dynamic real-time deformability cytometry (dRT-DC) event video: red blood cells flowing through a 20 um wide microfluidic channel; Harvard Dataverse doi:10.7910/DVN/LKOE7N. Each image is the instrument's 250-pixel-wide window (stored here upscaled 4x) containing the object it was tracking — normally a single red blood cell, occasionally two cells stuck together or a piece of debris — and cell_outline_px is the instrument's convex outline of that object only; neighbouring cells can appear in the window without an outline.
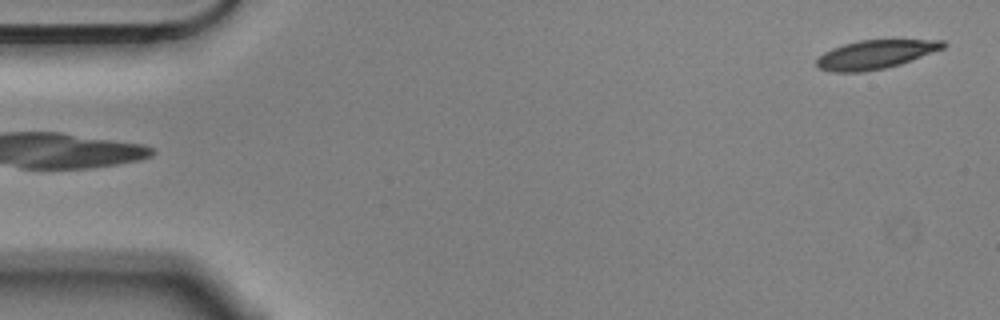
{"species": "Egyptian fruit bat (a non-hibernating species)", "species_latin": "Rousettus aegyptiacus", "temperature_condition": "cold", "stored_images_in_passage": 5, "segment_of_instrument_passage": [2, 2], "camera_frame_rate_fps": 3000, "um_per_image_px": 0.085, "animal": {"sex": "male"}, "frame": {"image": 1, "passage_image": 5, "time_ms": 1.333, "image_size_px": [1000, 320], "cell_outline_px": [[948, 44], [944, 48], [900, 64], [884, 68], [860, 72], [832, 72], [816, 68], [816, 60], [824, 52], [832, 48], [844, 44], [860, 40], [944, 40]], "centroid_in_image_um": [74.38, 4.63], "position_along_channel_um": 10.6, "area_um2": 21.1}}